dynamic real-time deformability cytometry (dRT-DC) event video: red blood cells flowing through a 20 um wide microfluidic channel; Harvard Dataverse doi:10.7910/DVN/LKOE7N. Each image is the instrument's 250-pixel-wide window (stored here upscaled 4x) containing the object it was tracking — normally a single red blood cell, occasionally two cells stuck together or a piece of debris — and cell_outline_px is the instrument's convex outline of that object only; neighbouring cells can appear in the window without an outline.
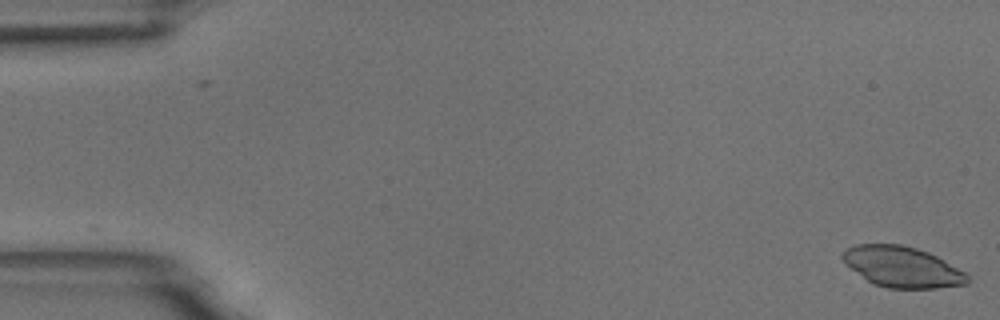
{"species": "common noctule bat (a hibernating species)", "species_latin": "Nyctalus noctula", "temperature_condition": "room temperature", "stored_images_in_passage": 9, "camera_frame_rate_fps": 3000, "um_per_image_px": 0.085, "animal": {"sex": "male", "body_mass_g": 18.8}, "frame": {"image": 1, "passage_image": 1, "time_ms": 0.0, "image_size_px": [1000, 320], "cell_outline_px": [[972, 280], [968, 284], [936, 288], [888, 288], [872, 284], [844, 264], [840, 256], [840, 252], [844, 248], [856, 244], [900, 244], [916, 248], [928, 252], [944, 260], [964, 272]], "centroid_in_image_um": [76.63, 22.68], "position_along_channel_um": 8.4, "area_um2": 29.94}}